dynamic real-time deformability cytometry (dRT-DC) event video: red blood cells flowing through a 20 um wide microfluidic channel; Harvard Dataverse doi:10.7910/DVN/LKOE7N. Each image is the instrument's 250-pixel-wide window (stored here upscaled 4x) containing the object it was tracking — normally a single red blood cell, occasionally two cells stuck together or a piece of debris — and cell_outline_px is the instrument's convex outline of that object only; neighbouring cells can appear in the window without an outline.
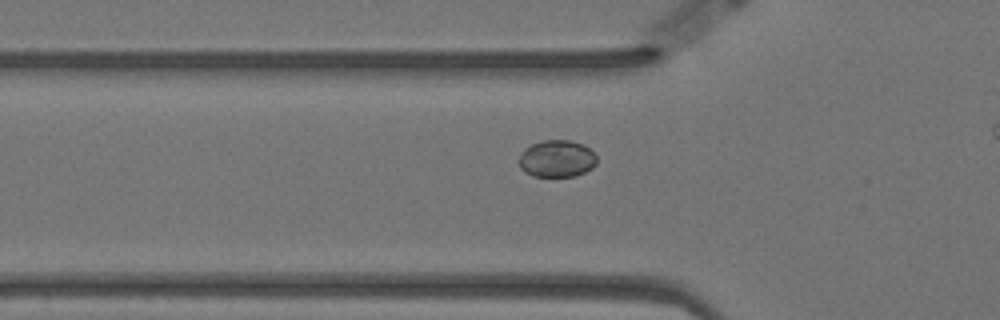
{"species": "Egyptian fruit bat (a non-hibernating species)", "species_latin": "Rousettus aegyptiacus", "temperature_condition": "warm", "stored_images_in_passage": 33, "camera_frame_rate_fps": 3000, "um_per_image_px": 0.085, "animal": {"sex": "female"}, "frame": {"image": 1, "passage_image": 5, "time_ms": 1.333, "image_size_px": [1000, 320], "cell_outline_px": [[596, 164], [592, 168], [576, 176], [532, 176], [524, 172], [520, 168], [520, 152], [524, 148], [532, 144], [544, 140], [568, 140], [584, 144], [596, 156]], "centroid_in_image_um": [47.32, 13.49], "position_along_channel_um": 78.5, "area_um2": 16.82}}
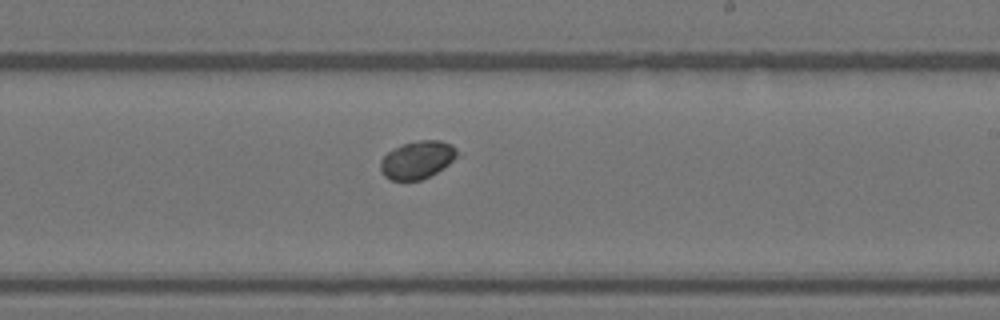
{"frame": {"image": 2, "passage_image": 20, "time_ms": 6.333, "image_size_px": [1000, 320], "cell_outline_px": [[456, 156], [444, 168], [420, 180], [392, 180], [384, 176], [380, 168], [380, 160], [388, 152], [404, 144], [420, 140], [440, 140], [452, 144], [456, 148]], "centroid_in_image_um": [35.46, 13.58], "position_along_channel_um": 253.5, "area_um2": 16.59}}
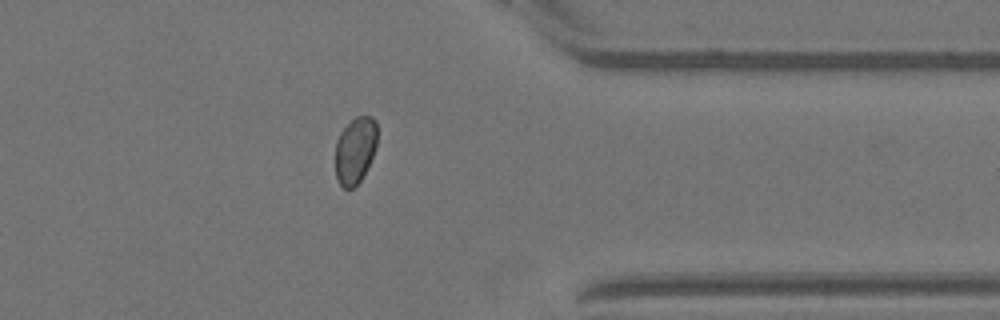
{"frame": {"image": 3, "passage_image": 32, "time_ms": 10.333, "image_size_px": [1000, 320], "cell_outline_px": [[376, 148], [360, 180], [352, 188], [344, 188], [336, 180], [336, 140], [340, 132], [356, 116], [372, 116], [376, 120]], "centroid_in_image_um": [30.18, 12.75], "position_along_channel_um": 381.2, "area_um2": 16.01}}